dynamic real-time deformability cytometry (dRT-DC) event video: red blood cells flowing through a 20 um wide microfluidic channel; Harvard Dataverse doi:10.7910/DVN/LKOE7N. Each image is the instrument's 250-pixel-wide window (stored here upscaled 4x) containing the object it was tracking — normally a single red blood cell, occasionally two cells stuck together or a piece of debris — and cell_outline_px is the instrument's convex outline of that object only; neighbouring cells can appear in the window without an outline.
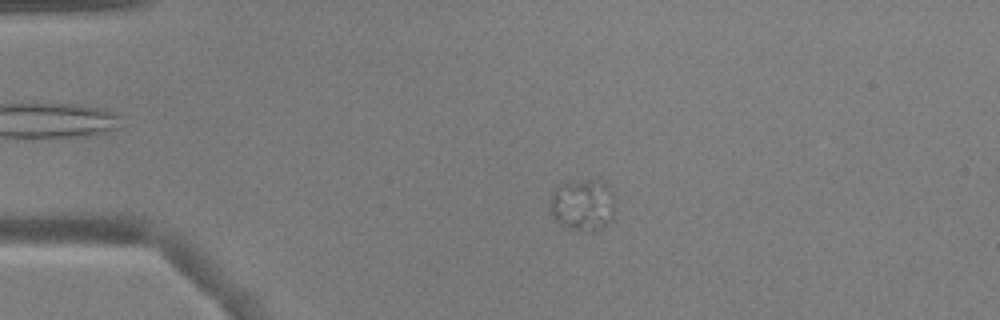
{"species": "common noctule bat (a hibernating species)", "species_latin": "Nyctalus noctula", "temperature_condition": "warm", "stored_images_in_passage": 55, "camera_frame_rate_fps": 3000, "um_per_image_px": 0.085, "animal": {"sex": "male", "body_mass_g": 17.9, "forearm_length_mm": 54.2}, "frame": {"image": 1, "passage_image": 12, "time_ms": 3.667, "image_size_px": [1000, 320], "cell_outline_px": [[616, 216], [608, 224], [596, 232], [580, 232], [568, 228], [560, 224], [556, 220], [552, 212], [552, 192], [556, 188], [564, 184], [584, 180], [604, 180], [612, 184], [616, 212]], "centroid_in_image_um": [49.67, 17.44], "position_along_channel_um": 35.3, "area_um2": 20.17}}
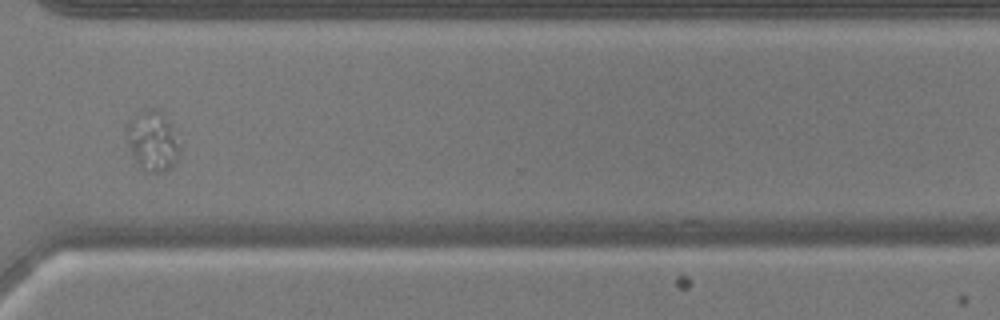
{"frame": {"image": 2, "passage_image": 42, "time_ms": 13.667, "image_size_px": [1000, 320], "cell_outline_px": [[180, 148], [176, 160], [168, 168], [160, 172], [144, 172], [140, 168], [124, 136], [124, 128], [128, 120], [132, 116], [148, 108], [152, 108], [160, 112], [176, 128], [180, 144]], "centroid_in_image_um": [12.95, 11.94], "position_along_channel_um": 357.7, "area_um2": 18.9}}
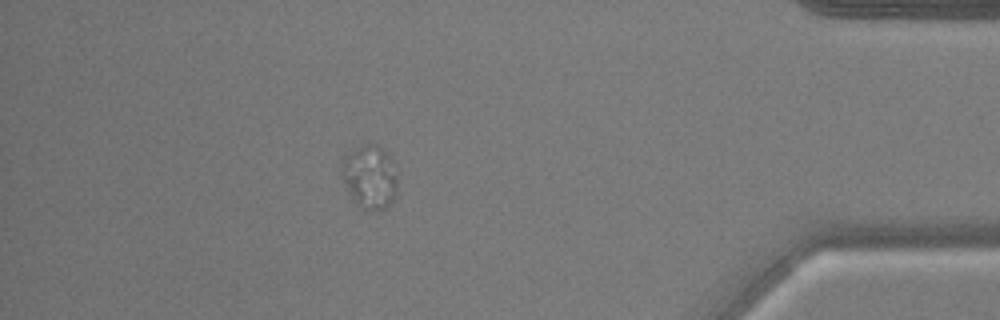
{"frame": {"image": 3, "passage_image": 49, "time_ms": 16.0, "image_size_px": [1000, 320], "cell_outline_px": [[396, 196], [384, 208], [364, 208], [356, 204], [340, 172], [340, 160], [344, 156], [360, 144], [376, 144], [388, 156], [396, 172]], "centroid_in_image_um": [31.39, 14.98], "position_along_channel_um": 403.8, "area_um2": 20.17}}